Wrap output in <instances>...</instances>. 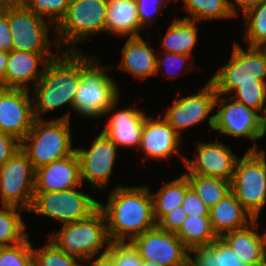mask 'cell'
<instances>
[{
  "instance_id": "4316f807",
  "label": "cell",
  "mask_w": 266,
  "mask_h": 266,
  "mask_svg": "<svg viewBox=\"0 0 266 266\" xmlns=\"http://www.w3.org/2000/svg\"><path fill=\"white\" fill-rule=\"evenodd\" d=\"M197 36L196 21L176 18L163 37L162 48L165 52L192 56Z\"/></svg>"
},
{
  "instance_id": "681fc988",
  "label": "cell",
  "mask_w": 266,
  "mask_h": 266,
  "mask_svg": "<svg viewBox=\"0 0 266 266\" xmlns=\"http://www.w3.org/2000/svg\"><path fill=\"white\" fill-rule=\"evenodd\" d=\"M266 106V104H265ZM264 115H261V129H262V138L266 134V107L263 108Z\"/></svg>"
},
{
  "instance_id": "ab89813d",
  "label": "cell",
  "mask_w": 266,
  "mask_h": 266,
  "mask_svg": "<svg viewBox=\"0 0 266 266\" xmlns=\"http://www.w3.org/2000/svg\"><path fill=\"white\" fill-rule=\"evenodd\" d=\"M168 1L169 0H136L140 26L143 28L144 26L146 27V25L148 24L151 25L153 23V21H150L152 19L151 12L154 13L155 17H157L160 11L169 5L167 3ZM150 4H152V7L150 6ZM151 9L153 10L151 11Z\"/></svg>"
},
{
  "instance_id": "cb8c5ba5",
  "label": "cell",
  "mask_w": 266,
  "mask_h": 266,
  "mask_svg": "<svg viewBox=\"0 0 266 266\" xmlns=\"http://www.w3.org/2000/svg\"><path fill=\"white\" fill-rule=\"evenodd\" d=\"M156 57L141 36L129 37L122 51L120 67L134 77L146 79L156 74Z\"/></svg>"
},
{
  "instance_id": "60d3db41",
  "label": "cell",
  "mask_w": 266,
  "mask_h": 266,
  "mask_svg": "<svg viewBox=\"0 0 266 266\" xmlns=\"http://www.w3.org/2000/svg\"><path fill=\"white\" fill-rule=\"evenodd\" d=\"M182 208L187 216H209V208L200 199L192 187L186 191L182 202Z\"/></svg>"
},
{
  "instance_id": "44dd1931",
  "label": "cell",
  "mask_w": 266,
  "mask_h": 266,
  "mask_svg": "<svg viewBox=\"0 0 266 266\" xmlns=\"http://www.w3.org/2000/svg\"><path fill=\"white\" fill-rule=\"evenodd\" d=\"M145 118L144 112L129 107L112 114L101 132L117 147L139 148Z\"/></svg>"
},
{
  "instance_id": "e0dca14e",
  "label": "cell",
  "mask_w": 266,
  "mask_h": 266,
  "mask_svg": "<svg viewBox=\"0 0 266 266\" xmlns=\"http://www.w3.org/2000/svg\"><path fill=\"white\" fill-rule=\"evenodd\" d=\"M198 152L193 160L181 155L188 172L232 181L238 158L224 143L196 142Z\"/></svg>"
},
{
  "instance_id": "5bb4252c",
  "label": "cell",
  "mask_w": 266,
  "mask_h": 266,
  "mask_svg": "<svg viewBox=\"0 0 266 266\" xmlns=\"http://www.w3.org/2000/svg\"><path fill=\"white\" fill-rule=\"evenodd\" d=\"M219 98L220 95L217 94L215 107L220 106L221 108L214 114V131H220V135L225 134L235 138L243 136L254 143L257 139L262 138L259 112L246 107L231 97ZM225 101H228L229 104H225Z\"/></svg>"
},
{
  "instance_id": "f1b7e54d",
  "label": "cell",
  "mask_w": 266,
  "mask_h": 266,
  "mask_svg": "<svg viewBox=\"0 0 266 266\" xmlns=\"http://www.w3.org/2000/svg\"><path fill=\"white\" fill-rule=\"evenodd\" d=\"M175 234L188 250L210 245L218 238L212 229L209 216H187Z\"/></svg>"
},
{
  "instance_id": "9c48e42d",
  "label": "cell",
  "mask_w": 266,
  "mask_h": 266,
  "mask_svg": "<svg viewBox=\"0 0 266 266\" xmlns=\"http://www.w3.org/2000/svg\"><path fill=\"white\" fill-rule=\"evenodd\" d=\"M77 187L51 192H35L30 212L68 224L88 218L99 208V202Z\"/></svg>"
},
{
  "instance_id": "ba28073f",
  "label": "cell",
  "mask_w": 266,
  "mask_h": 266,
  "mask_svg": "<svg viewBox=\"0 0 266 266\" xmlns=\"http://www.w3.org/2000/svg\"><path fill=\"white\" fill-rule=\"evenodd\" d=\"M108 0H70L64 18L53 29L58 35V50L64 44H72L70 51L76 50L75 44L83 38L105 31Z\"/></svg>"
},
{
  "instance_id": "9a60e30c",
  "label": "cell",
  "mask_w": 266,
  "mask_h": 266,
  "mask_svg": "<svg viewBox=\"0 0 266 266\" xmlns=\"http://www.w3.org/2000/svg\"><path fill=\"white\" fill-rule=\"evenodd\" d=\"M28 92L27 89L0 86V130L20 142L29 133L35 120L33 99Z\"/></svg>"
},
{
  "instance_id": "d6986e66",
  "label": "cell",
  "mask_w": 266,
  "mask_h": 266,
  "mask_svg": "<svg viewBox=\"0 0 266 266\" xmlns=\"http://www.w3.org/2000/svg\"><path fill=\"white\" fill-rule=\"evenodd\" d=\"M80 163L76 152L35 170L34 192H51L81 187Z\"/></svg>"
},
{
  "instance_id": "7dc6e473",
  "label": "cell",
  "mask_w": 266,
  "mask_h": 266,
  "mask_svg": "<svg viewBox=\"0 0 266 266\" xmlns=\"http://www.w3.org/2000/svg\"><path fill=\"white\" fill-rule=\"evenodd\" d=\"M8 52L0 51V86L4 87V74L7 66Z\"/></svg>"
},
{
  "instance_id": "816d5d0a",
  "label": "cell",
  "mask_w": 266,
  "mask_h": 266,
  "mask_svg": "<svg viewBox=\"0 0 266 266\" xmlns=\"http://www.w3.org/2000/svg\"><path fill=\"white\" fill-rule=\"evenodd\" d=\"M263 238H264V242H265V246H266V232L263 233Z\"/></svg>"
},
{
  "instance_id": "4fadbf2b",
  "label": "cell",
  "mask_w": 266,
  "mask_h": 266,
  "mask_svg": "<svg viewBox=\"0 0 266 266\" xmlns=\"http://www.w3.org/2000/svg\"><path fill=\"white\" fill-rule=\"evenodd\" d=\"M131 243L138 250L141 260L163 266H185L188 263V249L177 235L157 226L135 237Z\"/></svg>"
},
{
  "instance_id": "ffe728a7",
  "label": "cell",
  "mask_w": 266,
  "mask_h": 266,
  "mask_svg": "<svg viewBox=\"0 0 266 266\" xmlns=\"http://www.w3.org/2000/svg\"><path fill=\"white\" fill-rule=\"evenodd\" d=\"M153 119L146 116L138 149L156 160L169 159L173 154H179L180 136L160 115L157 120Z\"/></svg>"
},
{
  "instance_id": "bcb514c9",
  "label": "cell",
  "mask_w": 266,
  "mask_h": 266,
  "mask_svg": "<svg viewBox=\"0 0 266 266\" xmlns=\"http://www.w3.org/2000/svg\"><path fill=\"white\" fill-rule=\"evenodd\" d=\"M109 248V245L106 246V249H104V251L102 253H100V255L96 258L91 257L88 260H86L87 262L91 263L88 266H116V263L114 261V259L107 253ZM92 259H95L94 261H92Z\"/></svg>"
},
{
  "instance_id": "484cf974",
  "label": "cell",
  "mask_w": 266,
  "mask_h": 266,
  "mask_svg": "<svg viewBox=\"0 0 266 266\" xmlns=\"http://www.w3.org/2000/svg\"><path fill=\"white\" fill-rule=\"evenodd\" d=\"M188 263L191 266H253L242 261L233 249L218 237L210 245L194 247L188 250Z\"/></svg>"
},
{
  "instance_id": "4dcf8cb0",
  "label": "cell",
  "mask_w": 266,
  "mask_h": 266,
  "mask_svg": "<svg viewBox=\"0 0 266 266\" xmlns=\"http://www.w3.org/2000/svg\"><path fill=\"white\" fill-rule=\"evenodd\" d=\"M184 174L187 176L190 186L209 209L231 191V182L225 179L194 173Z\"/></svg>"
},
{
  "instance_id": "836d02e7",
  "label": "cell",
  "mask_w": 266,
  "mask_h": 266,
  "mask_svg": "<svg viewBox=\"0 0 266 266\" xmlns=\"http://www.w3.org/2000/svg\"><path fill=\"white\" fill-rule=\"evenodd\" d=\"M34 266H82L77 257L68 255L48 239V244L33 248Z\"/></svg>"
},
{
  "instance_id": "7bdbcfd3",
  "label": "cell",
  "mask_w": 266,
  "mask_h": 266,
  "mask_svg": "<svg viewBox=\"0 0 266 266\" xmlns=\"http://www.w3.org/2000/svg\"><path fill=\"white\" fill-rule=\"evenodd\" d=\"M21 142L0 130V166L8 161L19 149Z\"/></svg>"
},
{
  "instance_id": "83f0119b",
  "label": "cell",
  "mask_w": 266,
  "mask_h": 266,
  "mask_svg": "<svg viewBox=\"0 0 266 266\" xmlns=\"http://www.w3.org/2000/svg\"><path fill=\"white\" fill-rule=\"evenodd\" d=\"M190 182L185 174L163 185L158 193H153V216L156 223L167 213L182 206Z\"/></svg>"
},
{
  "instance_id": "f907efd6",
  "label": "cell",
  "mask_w": 266,
  "mask_h": 266,
  "mask_svg": "<svg viewBox=\"0 0 266 266\" xmlns=\"http://www.w3.org/2000/svg\"><path fill=\"white\" fill-rule=\"evenodd\" d=\"M141 266H163V265L157 264L155 262L142 260Z\"/></svg>"
},
{
  "instance_id": "3957f363",
  "label": "cell",
  "mask_w": 266,
  "mask_h": 266,
  "mask_svg": "<svg viewBox=\"0 0 266 266\" xmlns=\"http://www.w3.org/2000/svg\"><path fill=\"white\" fill-rule=\"evenodd\" d=\"M81 52V81L76 91L73 110L89 118H100L113 111L119 101L117 84L92 56ZM95 59V60H94Z\"/></svg>"
},
{
  "instance_id": "d4e9b609",
  "label": "cell",
  "mask_w": 266,
  "mask_h": 266,
  "mask_svg": "<svg viewBox=\"0 0 266 266\" xmlns=\"http://www.w3.org/2000/svg\"><path fill=\"white\" fill-rule=\"evenodd\" d=\"M105 32L119 36H140L136 0H108ZM139 31V32H138Z\"/></svg>"
},
{
  "instance_id": "e575fe53",
  "label": "cell",
  "mask_w": 266,
  "mask_h": 266,
  "mask_svg": "<svg viewBox=\"0 0 266 266\" xmlns=\"http://www.w3.org/2000/svg\"><path fill=\"white\" fill-rule=\"evenodd\" d=\"M34 14H38L53 26H57L67 13L70 0H21ZM47 16V17H46Z\"/></svg>"
},
{
  "instance_id": "8992f818",
  "label": "cell",
  "mask_w": 266,
  "mask_h": 266,
  "mask_svg": "<svg viewBox=\"0 0 266 266\" xmlns=\"http://www.w3.org/2000/svg\"><path fill=\"white\" fill-rule=\"evenodd\" d=\"M49 240L81 261L96 256L102 252V247L111 243L105 217L99 208L86 219L64 224Z\"/></svg>"
},
{
  "instance_id": "ac0fdd59",
  "label": "cell",
  "mask_w": 266,
  "mask_h": 266,
  "mask_svg": "<svg viewBox=\"0 0 266 266\" xmlns=\"http://www.w3.org/2000/svg\"><path fill=\"white\" fill-rule=\"evenodd\" d=\"M57 54L33 53L25 51L8 52L7 66L4 74V87L14 89H29L28 83L32 82L33 87L43 76L48 62L54 59ZM40 70H38V65Z\"/></svg>"
},
{
  "instance_id": "52a82bcc",
  "label": "cell",
  "mask_w": 266,
  "mask_h": 266,
  "mask_svg": "<svg viewBox=\"0 0 266 266\" xmlns=\"http://www.w3.org/2000/svg\"><path fill=\"white\" fill-rule=\"evenodd\" d=\"M230 61L209 80L218 95L233 92L239 85L266 84V48L250 47L245 51L233 43Z\"/></svg>"
},
{
  "instance_id": "2e32d148",
  "label": "cell",
  "mask_w": 266,
  "mask_h": 266,
  "mask_svg": "<svg viewBox=\"0 0 266 266\" xmlns=\"http://www.w3.org/2000/svg\"><path fill=\"white\" fill-rule=\"evenodd\" d=\"M80 163V177L94 187L103 189L109 182L117 146L102 132L94 138L89 149L75 148Z\"/></svg>"
},
{
  "instance_id": "c3c4849f",
  "label": "cell",
  "mask_w": 266,
  "mask_h": 266,
  "mask_svg": "<svg viewBox=\"0 0 266 266\" xmlns=\"http://www.w3.org/2000/svg\"><path fill=\"white\" fill-rule=\"evenodd\" d=\"M18 1L21 0H0V14L5 13L9 8H12Z\"/></svg>"
},
{
  "instance_id": "7402d4cb",
  "label": "cell",
  "mask_w": 266,
  "mask_h": 266,
  "mask_svg": "<svg viewBox=\"0 0 266 266\" xmlns=\"http://www.w3.org/2000/svg\"><path fill=\"white\" fill-rule=\"evenodd\" d=\"M255 225H257V219L244 228L228 231L220 237L242 261L253 266H266V246L263 234L254 231L257 228Z\"/></svg>"
},
{
  "instance_id": "74e56055",
  "label": "cell",
  "mask_w": 266,
  "mask_h": 266,
  "mask_svg": "<svg viewBox=\"0 0 266 266\" xmlns=\"http://www.w3.org/2000/svg\"><path fill=\"white\" fill-rule=\"evenodd\" d=\"M107 253L114 259L116 266H141L139 252L131 242H111Z\"/></svg>"
},
{
  "instance_id": "277c9868",
  "label": "cell",
  "mask_w": 266,
  "mask_h": 266,
  "mask_svg": "<svg viewBox=\"0 0 266 266\" xmlns=\"http://www.w3.org/2000/svg\"><path fill=\"white\" fill-rule=\"evenodd\" d=\"M70 134V114L55 120L35 119L32 128L21 141L34 169L67 157L75 152Z\"/></svg>"
},
{
  "instance_id": "b9f144b4",
  "label": "cell",
  "mask_w": 266,
  "mask_h": 266,
  "mask_svg": "<svg viewBox=\"0 0 266 266\" xmlns=\"http://www.w3.org/2000/svg\"><path fill=\"white\" fill-rule=\"evenodd\" d=\"M187 219V214L182 206L177 207L172 212L165 214L157 223L156 226L164 231L176 233L183 222Z\"/></svg>"
},
{
  "instance_id": "5b68a950",
  "label": "cell",
  "mask_w": 266,
  "mask_h": 266,
  "mask_svg": "<svg viewBox=\"0 0 266 266\" xmlns=\"http://www.w3.org/2000/svg\"><path fill=\"white\" fill-rule=\"evenodd\" d=\"M253 143L243 158H238L231 181V191L241 205L258 219L266 203V154Z\"/></svg>"
},
{
  "instance_id": "8d00e7d4",
  "label": "cell",
  "mask_w": 266,
  "mask_h": 266,
  "mask_svg": "<svg viewBox=\"0 0 266 266\" xmlns=\"http://www.w3.org/2000/svg\"><path fill=\"white\" fill-rule=\"evenodd\" d=\"M234 91L235 95L230 97L246 107L257 112L265 107L266 84L239 85Z\"/></svg>"
},
{
  "instance_id": "603a6c76",
  "label": "cell",
  "mask_w": 266,
  "mask_h": 266,
  "mask_svg": "<svg viewBox=\"0 0 266 266\" xmlns=\"http://www.w3.org/2000/svg\"><path fill=\"white\" fill-rule=\"evenodd\" d=\"M209 219L218 237L228 231L241 229L250 224L254 217L241 205L230 191L216 205L209 209Z\"/></svg>"
},
{
  "instance_id": "30bf717a",
  "label": "cell",
  "mask_w": 266,
  "mask_h": 266,
  "mask_svg": "<svg viewBox=\"0 0 266 266\" xmlns=\"http://www.w3.org/2000/svg\"><path fill=\"white\" fill-rule=\"evenodd\" d=\"M35 185V169L20 148L0 166V204L30 210Z\"/></svg>"
},
{
  "instance_id": "d590c367",
  "label": "cell",
  "mask_w": 266,
  "mask_h": 266,
  "mask_svg": "<svg viewBox=\"0 0 266 266\" xmlns=\"http://www.w3.org/2000/svg\"><path fill=\"white\" fill-rule=\"evenodd\" d=\"M0 266H34L33 247L29 237L19 244L0 247Z\"/></svg>"
},
{
  "instance_id": "ee69618b",
  "label": "cell",
  "mask_w": 266,
  "mask_h": 266,
  "mask_svg": "<svg viewBox=\"0 0 266 266\" xmlns=\"http://www.w3.org/2000/svg\"><path fill=\"white\" fill-rule=\"evenodd\" d=\"M11 32L8 25V10L0 14V51H12Z\"/></svg>"
},
{
  "instance_id": "6da1fadb",
  "label": "cell",
  "mask_w": 266,
  "mask_h": 266,
  "mask_svg": "<svg viewBox=\"0 0 266 266\" xmlns=\"http://www.w3.org/2000/svg\"><path fill=\"white\" fill-rule=\"evenodd\" d=\"M149 186H117L106 206L99 202L111 242H131L145 231L156 227ZM129 234V235H128Z\"/></svg>"
},
{
  "instance_id": "f35d334b",
  "label": "cell",
  "mask_w": 266,
  "mask_h": 266,
  "mask_svg": "<svg viewBox=\"0 0 266 266\" xmlns=\"http://www.w3.org/2000/svg\"><path fill=\"white\" fill-rule=\"evenodd\" d=\"M162 54V55H161ZM161 54H156L158 57H156V74H158V71H164L166 68V75L169 74L170 78H175L174 76L177 75L178 70L183 69V64L185 65L190 59L191 56L186 55V54H176V53H169V52H161ZM160 55V56H159ZM164 57V58H162ZM179 63V64H177ZM179 65V68H177ZM161 66H164L161 68ZM171 67H176L175 69H171ZM172 70V71H171ZM173 72L174 75H173ZM179 72V71H178Z\"/></svg>"
},
{
  "instance_id": "f6af8a7d",
  "label": "cell",
  "mask_w": 266,
  "mask_h": 266,
  "mask_svg": "<svg viewBox=\"0 0 266 266\" xmlns=\"http://www.w3.org/2000/svg\"><path fill=\"white\" fill-rule=\"evenodd\" d=\"M262 0H228L229 7L234 14V16H238V10H236V6L240 8V11L244 14L248 9L257 6Z\"/></svg>"
},
{
  "instance_id": "f546056e",
  "label": "cell",
  "mask_w": 266,
  "mask_h": 266,
  "mask_svg": "<svg viewBox=\"0 0 266 266\" xmlns=\"http://www.w3.org/2000/svg\"><path fill=\"white\" fill-rule=\"evenodd\" d=\"M22 208L2 205L0 209V247H8L25 241L29 235L26 224L21 219ZM18 211V212H17Z\"/></svg>"
},
{
  "instance_id": "7c38bea8",
  "label": "cell",
  "mask_w": 266,
  "mask_h": 266,
  "mask_svg": "<svg viewBox=\"0 0 266 266\" xmlns=\"http://www.w3.org/2000/svg\"><path fill=\"white\" fill-rule=\"evenodd\" d=\"M216 96L212 84L208 81L195 95L174 99L173 105L168 107L164 119L179 136L183 129L199 125L205 119L209 120L208 124L213 130L215 115L208 116L215 109Z\"/></svg>"
},
{
  "instance_id": "1f68e13d",
  "label": "cell",
  "mask_w": 266,
  "mask_h": 266,
  "mask_svg": "<svg viewBox=\"0 0 266 266\" xmlns=\"http://www.w3.org/2000/svg\"><path fill=\"white\" fill-rule=\"evenodd\" d=\"M183 2L184 9L192 16V18L185 16L184 19L199 21L235 17L228 0H183Z\"/></svg>"
},
{
  "instance_id": "8fae6325",
  "label": "cell",
  "mask_w": 266,
  "mask_h": 266,
  "mask_svg": "<svg viewBox=\"0 0 266 266\" xmlns=\"http://www.w3.org/2000/svg\"><path fill=\"white\" fill-rule=\"evenodd\" d=\"M50 22L32 13L22 1L8 9V25L12 39V50L33 53H52L48 38ZM50 50V51H49Z\"/></svg>"
},
{
  "instance_id": "7a4b0ae2",
  "label": "cell",
  "mask_w": 266,
  "mask_h": 266,
  "mask_svg": "<svg viewBox=\"0 0 266 266\" xmlns=\"http://www.w3.org/2000/svg\"><path fill=\"white\" fill-rule=\"evenodd\" d=\"M80 81V51L66 50L50 60L43 76L33 87L32 99L35 119L42 120V114L67 105V103L73 109Z\"/></svg>"
},
{
  "instance_id": "d6a6232c",
  "label": "cell",
  "mask_w": 266,
  "mask_h": 266,
  "mask_svg": "<svg viewBox=\"0 0 266 266\" xmlns=\"http://www.w3.org/2000/svg\"><path fill=\"white\" fill-rule=\"evenodd\" d=\"M242 15L246 23L244 40L248 46L266 48V0Z\"/></svg>"
}]
</instances>
